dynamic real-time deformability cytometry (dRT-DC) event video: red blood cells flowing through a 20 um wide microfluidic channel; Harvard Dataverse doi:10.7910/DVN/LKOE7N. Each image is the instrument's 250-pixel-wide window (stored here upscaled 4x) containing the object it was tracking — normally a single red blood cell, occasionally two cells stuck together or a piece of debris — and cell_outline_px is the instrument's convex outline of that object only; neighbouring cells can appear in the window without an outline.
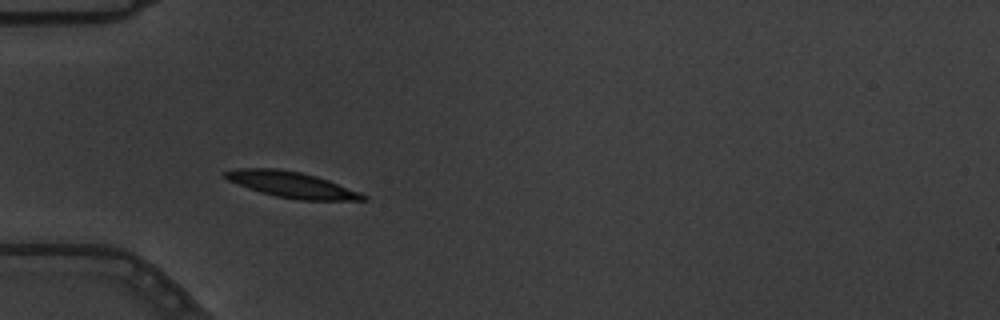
{"species": "common noctule bat (a hibernating species)", "species_latin": "Nyctalus noctula", "temperature_condition": "warm", "stored_images_in_passage": 3, "camera_frame_rate_fps": 3000, "um_per_image_px": 0.085, "animal": {"sex": "male", "body_mass_g": 19.5, "forearm_length_mm": 54.6}, "frame": {"image": 1, "passage_image": 2, "time_ms": 0.333, "image_size_px": [1000, 320], "cell_outline_px": [[368, 200], [300, 200], [276, 196], [260, 192], [248, 188], [228, 180], [220, 176], [220, 172], [236, 168], [276, 168], [300, 172], [316, 176], [328, 180], [360, 192], [368, 196]], "centroid_in_image_um": [24.74, 15.69], "position_along_channel_um": 60.3, "area_um2": 20.92}}